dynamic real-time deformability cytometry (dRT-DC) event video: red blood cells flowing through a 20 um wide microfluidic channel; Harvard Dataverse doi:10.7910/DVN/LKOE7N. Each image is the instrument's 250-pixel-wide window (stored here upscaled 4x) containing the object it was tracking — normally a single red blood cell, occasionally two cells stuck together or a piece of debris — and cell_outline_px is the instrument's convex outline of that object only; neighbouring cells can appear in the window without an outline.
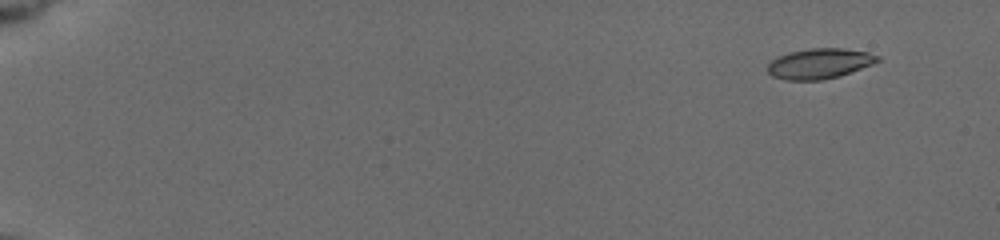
{"species": "common noctule bat (a hibernating species)", "species_latin": "Nyctalus noctula", "temperature_condition": "cold", "stored_images_in_passage": 14, "camera_frame_rate_fps": 3000, "um_per_image_px": 0.085, "animal": {"sex": "female", "body_mass_g": 19.5, "forearm_length_mm": 54.1}, "frame": {"image": 1, "passage_image": 1, "time_ms": 0.0, "image_size_px": [1000, 240], "cell_outline_px": [[880, 60], [872, 64], [840, 76], [820, 80], [788, 80], [772, 76], [768, 72], [768, 64], [776, 56], [788, 52], [808, 48], [840, 48], [868, 52], [880, 56]], "centroid_in_image_um": [69.64, 5.39], "position_along_channel_um": 15.4, "area_um2": 19.42}}
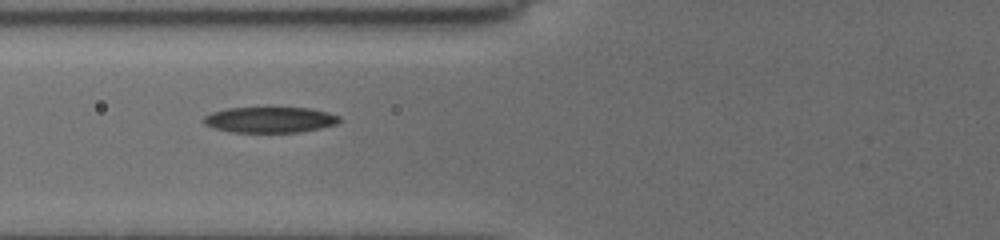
{"frame": {"image": 2, "passage_image": 12, "time_ms": 6.667, "image_size_px": [1000, 240], "cell_outline_px": [[340, 120], [336, 124], [300, 132], [232, 132], [216, 128], [204, 124], [204, 116], [212, 112], [228, 108], [264, 104], [272, 104], [312, 108], [328, 112], [340, 116]], "centroid_in_image_um": [22.95, 10.1], "position_along_channel_um": 102.8, "area_um2": 21.5}}
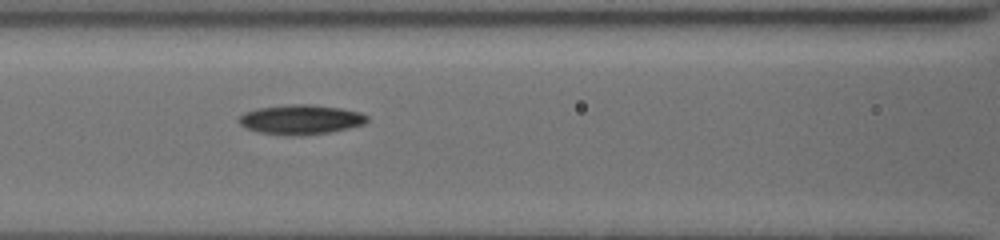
{"frame": {"image": 3, "passage_image": 14, "time_ms": 7.667, "image_size_px": [1000, 240], "cell_outline_px": [[368, 120], [364, 124], [348, 128], [328, 132], [292, 136], [256, 132], [240, 124], [236, 120], [244, 112], [256, 108], [288, 104], [312, 104], [340, 108], [360, 112], [368, 116]], "centroid_in_image_um": [25.53, 10.15], "position_along_channel_um": 141.1, "area_um2": 22.2}}